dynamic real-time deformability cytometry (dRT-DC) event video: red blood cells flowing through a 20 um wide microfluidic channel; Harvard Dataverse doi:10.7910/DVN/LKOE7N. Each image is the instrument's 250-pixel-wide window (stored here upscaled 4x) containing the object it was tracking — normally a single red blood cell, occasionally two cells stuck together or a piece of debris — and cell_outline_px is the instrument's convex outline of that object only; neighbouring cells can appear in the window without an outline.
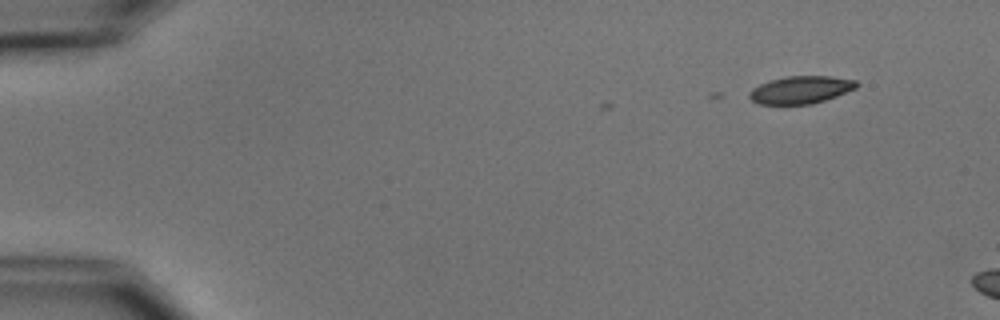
{"species": "common noctule bat (a hibernating species)", "species_latin": "Nyctalus noctula", "temperature_condition": "cold", "stored_images_in_passage": 3, "camera_frame_rate_fps": 3000, "um_per_image_px": 0.085, "animal": {"sex": "male", "body_mass_g": 15.6}, "frame": {"image": 1, "passage_image": 1, "time_ms": 0.0, "image_size_px": [1000, 320], "cell_outline_px": [[860, 84], [856, 88], [836, 96], [812, 104], [760, 104], [752, 100], [748, 96], [748, 92], [752, 88], [760, 84], [784, 76], [832, 76], [856, 80]], "centroid_in_image_um": [68.07, 7.62], "position_along_channel_um": 16.9, "area_um2": 17.22}}